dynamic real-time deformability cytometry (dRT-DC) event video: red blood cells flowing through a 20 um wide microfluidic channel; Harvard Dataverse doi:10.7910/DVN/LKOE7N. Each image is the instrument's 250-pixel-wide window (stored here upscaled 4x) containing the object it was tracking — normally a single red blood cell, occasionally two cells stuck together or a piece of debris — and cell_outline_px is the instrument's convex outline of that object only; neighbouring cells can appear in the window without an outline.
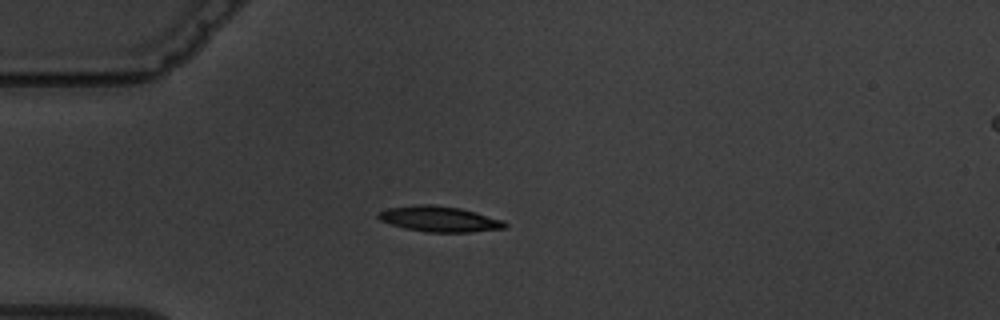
{"species": "common noctule bat (a hibernating species)", "species_latin": "Nyctalus noctula", "temperature_condition": "warm", "stored_images_in_passage": 3, "camera_frame_rate_fps": 3000, "um_per_image_px": 0.085, "animal": {"sex": "male", "body_mass_g": 19.5, "forearm_length_mm": 54.6}, "frame": {"image": 1, "passage_image": 1, "time_ms": 0.0, "image_size_px": [1000, 320], "cell_outline_px": [[508, 224], [504, 228], [472, 232], [428, 232], [404, 228], [380, 220], [376, 216], [380, 212], [388, 208], [412, 204], [432, 204], [460, 208], [476, 212], [504, 220]], "centroid_in_image_um": [37.36, 18.6], "position_along_channel_um": 47.6, "area_um2": 18.9}}
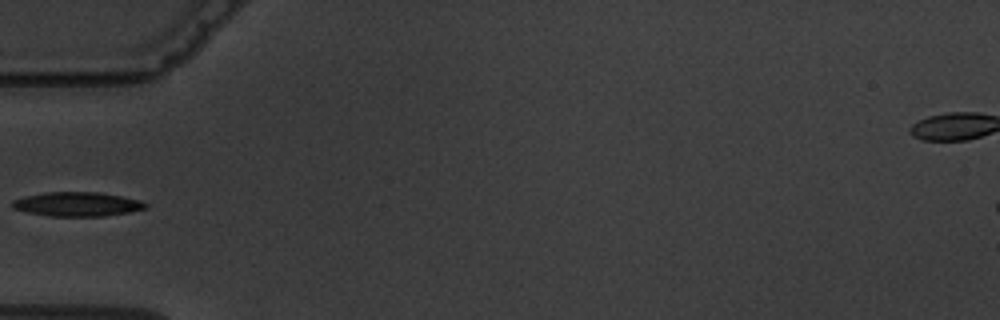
{"frame": {"image": 2, "passage_image": 2, "time_ms": 1.333, "image_size_px": [1000, 320], "cell_outline_px": [[148, 208], [128, 212], [104, 216], [48, 216], [28, 212], [12, 208], [12, 200], [24, 196], [44, 192], [96, 192], [120, 196], [140, 200], [148, 204]], "centroid_in_image_um": [6.55, 17.35], "position_along_channel_um": 78.5, "area_um2": 18.79}}
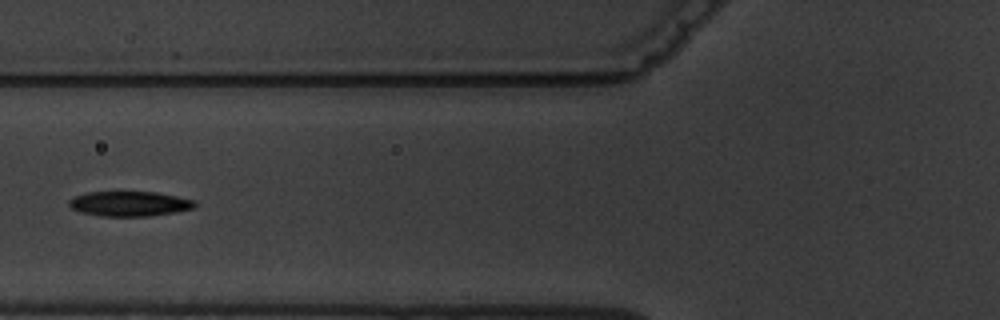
{"frame": {"image": 3, "passage_image": 3, "time_ms": 2.333, "image_size_px": [1000, 320], "cell_outline_px": [[196, 204], [192, 208], [176, 212], [148, 216], [100, 216], [80, 212], [72, 208], [68, 204], [68, 200], [72, 196], [84, 192], [156, 192], [176, 196], [192, 200]], "centroid_in_image_um": [10.93, 17.31], "position_along_channel_um": 114.9, "area_um2": 18.26}}